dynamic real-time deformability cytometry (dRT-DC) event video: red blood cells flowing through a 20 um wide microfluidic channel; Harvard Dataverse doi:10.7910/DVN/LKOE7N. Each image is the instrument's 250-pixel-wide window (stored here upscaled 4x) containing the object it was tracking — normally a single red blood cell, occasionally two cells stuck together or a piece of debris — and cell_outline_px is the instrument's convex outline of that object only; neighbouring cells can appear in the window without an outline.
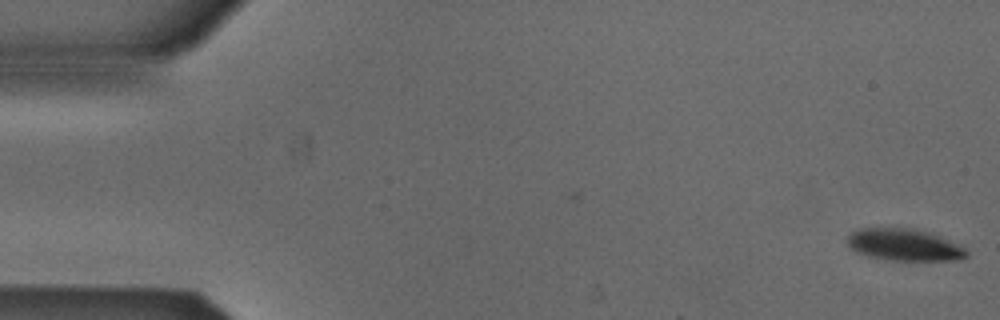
{"species": "Egyptian fruit bat (a non-hibernating species)", "species_latin": "Rousettus aegyptiacus", "temperature_condition": "cold", "stored_images_in_passage": 4, "camera_frame_rate_fps": 3000, "um_per_image_px": 0.085, "animal": {"sex": "male"}, "frame": {"image": 1, "passage_image": 1, "time_ms": 0.0, "image_size_px": [1000, 320], "cell_outline_px": [[968, 256], [960, 260], [892, 260], [868, 256], [856, 252], [848, 244], [848, 236], [852, 232], [860, 228], [912, 228], [928, 232], [956, 244], [964, 248], [968, 252]], "centroid_in_image_um": [76.85, 20.81], "position_along_channel_um": 8.2, "area_um2": 21.85}}
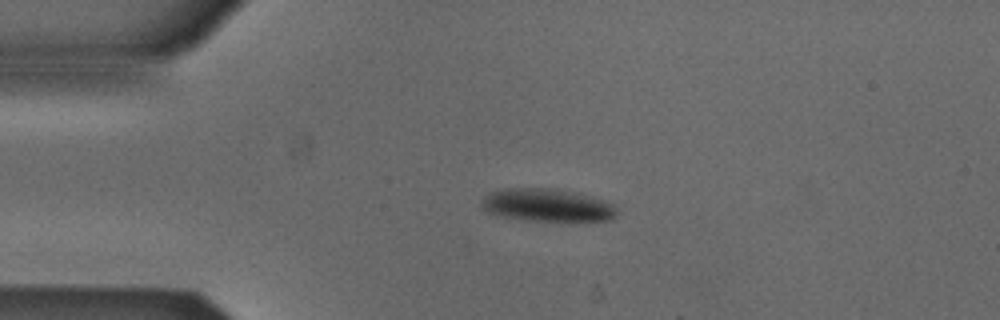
{"frame": {"image": 2, "passage_image": 4, "time_ms": 1.0, "image_size_px": [1000, 320], "cell_outline_px": [[616, 216], [612, 220], [524, 220], [496, 216], [484, 212], [480, 208], [480, 204], [484, 196], [492, 192], [504, 188], [556, 188], [580, 192], [616, 204]], "centroid_in_image_um": [46.48, 17.42], "position_along_channel_um": 38.5, "area_um2": 26.36}}